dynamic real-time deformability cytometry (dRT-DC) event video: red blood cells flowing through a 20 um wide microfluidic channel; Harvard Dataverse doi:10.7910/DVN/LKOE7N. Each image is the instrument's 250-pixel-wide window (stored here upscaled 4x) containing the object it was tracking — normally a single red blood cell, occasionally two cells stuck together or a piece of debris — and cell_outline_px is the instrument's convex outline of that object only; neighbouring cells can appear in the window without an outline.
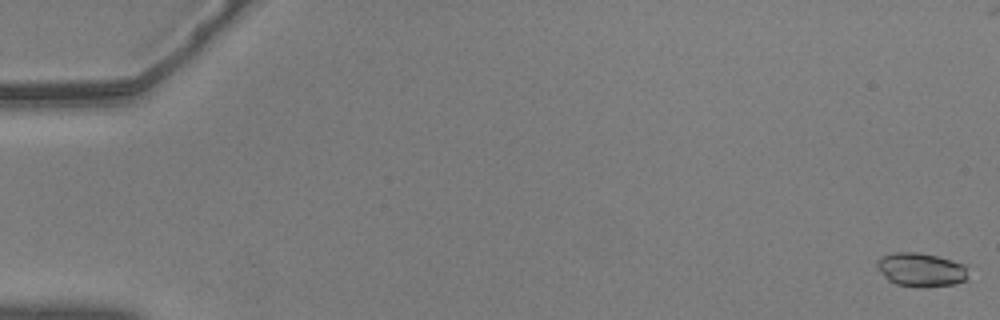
{"species": "common noctule bat (a hibernating species)", "species_latin": "Nyctalus noctula", "temperature_condition": "warm", "stored_images_in_passage": 25, "camera_frame_rate_fps": 3000, "um_per_image_px": 0.085, "animal": {"sex": "male", "body_mass_g": 20.5, "forearm_length_mm": 52.5}, "frame": {"image": 1, "passage_image": 1, "time_ms": 0.0, "image_size_px": [1000, 320], "cell_outline_px": [[968, 276], [964, 280], [952, 284], [896, 284], [888, 280], [880, 272], [876, 264], [876, 260], [880, 256], [892, 252], [920, 252], [936, 256], [964, 264]], "centroid_in_image_um": [78.21, 22.85], "position_along_channel_um": 6.8, "area_um2": 17.17}}
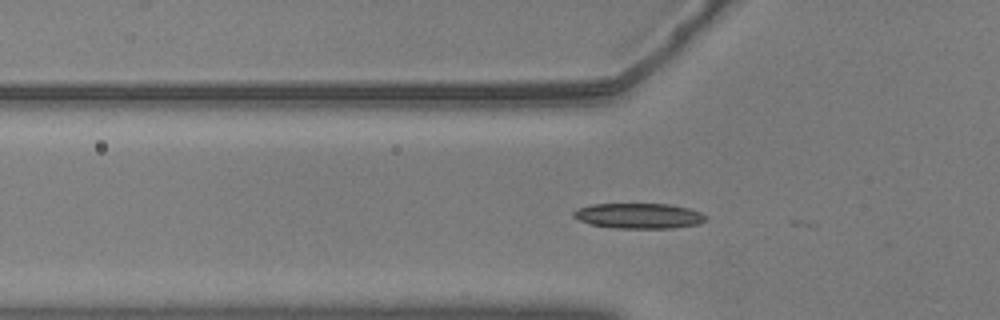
{"frame": {"image": 2, "passage_image": 20, "time_ms": 6.333, "image_size_px": [1000, 320], "cell_outline_px": [[708, 216], [704, 220], [696, 224], [672, 228], [616, 228], [592, 224], [580, 220], [572, 216], [572, 212], [576, 208], [592, 204], [668, 204], [688, 208], [700, 212]], "centroid_in_image_um": [54.27, 18.34], "position_along_channel_um": 71.5, "area_um2": 19.36}}
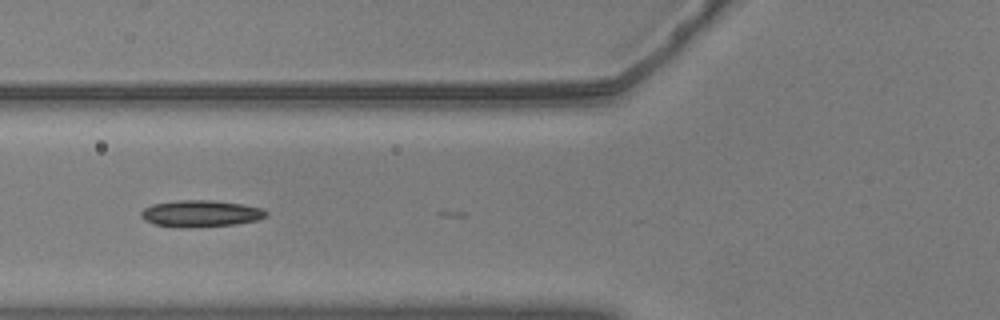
{"frame": {"image": 3, "passage_image": 23, "time_ms": 7.333, "image_size_px": [1000, 320], "cell_outline_px": [[268, 216], [260, 220], [236, 224], [156, 224], [144, 220], [140, 216], [140, 212], [144, 208], [152, 204], [180, 200], [208, 200], [240, 204], [260, 208], [268, 212]], "centroid_in_image_um": [17.11, 18.09], "position_along_channel_um": 108.7, "area_um2": 18.21}}